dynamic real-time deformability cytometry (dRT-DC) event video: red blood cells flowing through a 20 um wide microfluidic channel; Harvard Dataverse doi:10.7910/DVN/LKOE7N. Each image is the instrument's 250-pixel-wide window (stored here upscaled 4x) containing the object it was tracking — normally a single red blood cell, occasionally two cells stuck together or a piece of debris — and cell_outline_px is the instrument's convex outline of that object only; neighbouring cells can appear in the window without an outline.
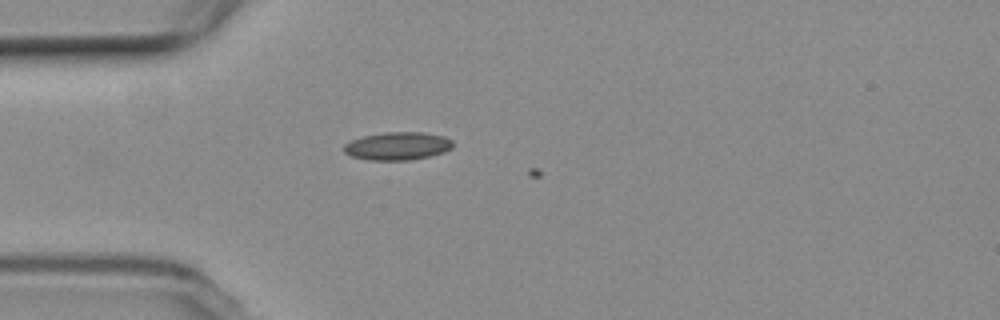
{"species": "common noctule bat (a hibernating species)", "species_latin": "Nyctalus noctula", "temperature_condition": "room temperature", "stored_images_in_passage": 15, "camera_frame_rate_fps": 3000, "um_per_image_px": 0.085, "animal": {"sex": "female", "body_mass_g": 19.3, "forearm_length_mm": 54.1}, "frame": {"image": 1, "passage_image": 14, "time_ms": 4.333, "image_size_px": [1000, 320], "cell_outline_px": [[452, 148], [444, 152], [428, 156], [408, 160], [368, 160], [352, 156], [344, 152], [344, 144], [352, 140], [364, 136], [384, 132], [424, 132], [444, 136], [452, 140]], "centroid_in_image_um": [33.8, 12.4], "position_along_channel_um": 51.2, "area_um2": 17.69}}